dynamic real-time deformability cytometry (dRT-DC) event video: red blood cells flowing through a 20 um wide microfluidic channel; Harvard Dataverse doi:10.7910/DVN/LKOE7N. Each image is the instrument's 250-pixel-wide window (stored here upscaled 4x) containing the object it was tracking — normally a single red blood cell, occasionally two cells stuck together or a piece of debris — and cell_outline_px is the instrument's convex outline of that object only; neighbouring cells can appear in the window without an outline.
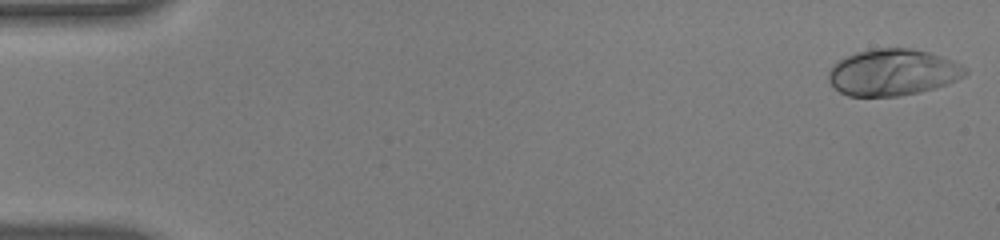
{"species": "human", "species_latin": "Homo sapiens", "temperature_condition": "warm", "stored_images_in_passage": 54, "camera_frame_rate_fps": 3000, "um_per_image_px": 0.085, "donor": {"sex": "male"}, "frame": {"image": 1, "passage_image": 1, "time_ms": 0.0, "image_size_px": [1000, 240], "cell_outline_px": [[968, 72], [964, 76], [948, 84], [920, 92], [900, 96], [848, 96], [840, 92], [828, 80], [828, 72], [836, 60], [856, 52], [876, 48], [908, 48], [928, 52], [952, 60], [968, 68]], "centroid_in_image_um": [75.88, 6.15], "position_along_channel_um": 9.1, "area_um2": 37.17}}
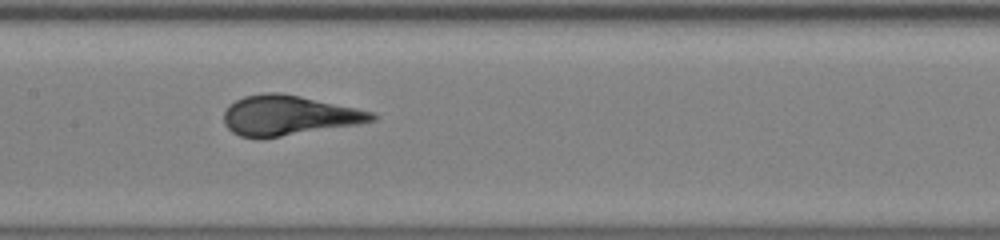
{"frame": {"image": 2, "passage_image": 27, "time_ms": 8.667, "image_size_px": [1000, 240], "cell_outline_px": [[380, 116], [376, 120], [360, 124], [280, 136], [240, 136], [232, 132], [224, 124], [224, 112], [228, 104], [244, 96], [264, 92], [280, 92], [300, 96], [356, 108], [372, 112]], "centroid_in_image_um": [24.55, 9.78], "position_along_channel_um": 182.9, "area_um2": 34.04}}
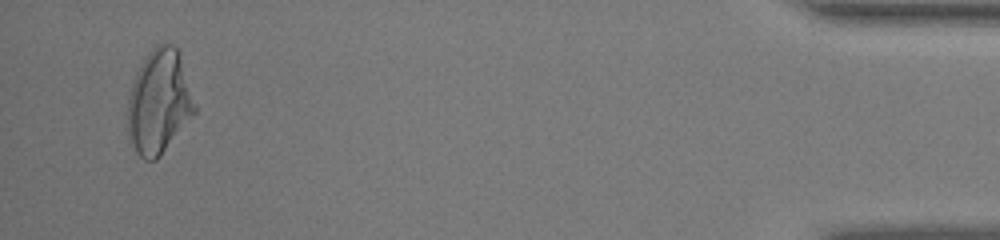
{"frame": {"image": 3, "passage_image": 52, "time_ms": 17.0, "image_size_px": [1000, 240], "cell_outline_px": [[196, 112], [160, 156], [156, 160], [144, 160], [136, 152], [128, 140], [128, 96], [136, 72], [148, 52], [152, 48], [160, 44], [172, 44], [176, 48], [180, 56], [196, 104]], "centroid_in_image_um": [13.51, 8.69], "position_along_channel_um": 421.7, "area_um2": 40.52}, "authors_computed_cell_mechanics": {"area_um2": 34.7667, "velocity_mm_per_s": 3.805, "shape_relaxation_time_tau1_ms": 4.4312, "shape_relaxation_time_tau2_ms": null, "deformation_change_tau1": 0.2601, "deformation_change_tau2": null}}